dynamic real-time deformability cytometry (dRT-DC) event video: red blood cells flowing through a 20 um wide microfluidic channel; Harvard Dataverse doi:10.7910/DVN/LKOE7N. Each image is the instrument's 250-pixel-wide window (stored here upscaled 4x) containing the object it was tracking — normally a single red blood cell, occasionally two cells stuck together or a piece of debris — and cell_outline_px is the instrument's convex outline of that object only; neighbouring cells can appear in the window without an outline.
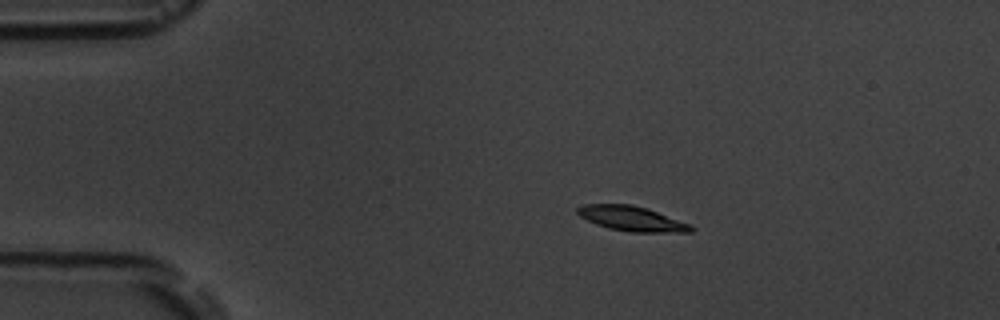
{"species": "common noctule bat (a hibernating species)", "species_latin": "Nyctalus noctula", "temperature_condition": "room temperature", "stored_images_in_passage": 5, "segment_of_instrument_passage": [1, 2], "camera_frame_rate_fps": 3000, "um_per_image_px": 0.085, "animal": {"sex": "male", "body_mass_g": 19.5, "forearm_length_mm": 54.6}, "frame": {"image": 1, "passage_image": 3, "time_ms": 2.333, "image_size_px": [1000, 320], "cell_outline_px": [[696, 228], [692, 232], [632, 232], [608, 228], [596, 224], [580, 216], [576, 212], [576, 208], [584, 204], [632, 204], [648, 208], [692, 224]], "centroid_in_image_um": [53.75, 18.58], "position_along_channel_um": 31.2, "area_um2": 16.65}}